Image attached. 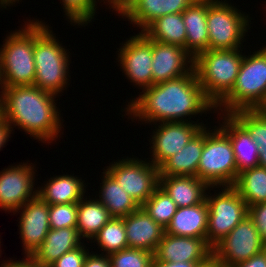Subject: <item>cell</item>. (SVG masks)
I'll use <instances>...</instances> for the list:
<instances>
[{"instance_id": "9", "label": "cell", "mask_w": 266, "mask_h": 267, "mask_svg": "<svg viewBox=\"0 0 266 267\" xmlns=\"http://www.w3.org/2000/svg\"><path fill=\"white\" fill-rule=\"evenodd\" d=\"M221 189L215 196L206 194L209 207L206 242L212 248L248 216V206L238 191L233 186Z\"/></svg>"}, {"instance_id": "5", "label": "cell", "mask_w": 266, "mask_h": 267, "mask_svg": "<svg viewBox=\"0 0 266 267\" xmlns=\"http://www.w3.org/2000/svg\"><path fill=\"white\" fill-rule=\"evenodd\" d=\"M246 56L231 92L216 106L222 115L262 109L266 103V46Z\"/></svg>"}, {"instance_id": "21", "label": "cell", "mask_w": 266, "mask_h": 267, "mask_svg": "<svg viewBox=\"0 0 266 267\" xmlns=\"http://www.w3.org/2000/svg\"><path fill=\"white\" fill-rule=\"evenodd\" d=\"M159 187L170 196L178 208L204 202L206 190L211 188L197 176H159Z\"/></svg>"}, {"instance_id": "26", "label": "cell", "mask_w": 266, "mask_h": 267, "mask_svg": "<svg viewBox=\"0 0 266 267\" xmlns=\"http://www.w3.org/2000/svg\"><path fill=\"white\" fill-rule=\"evenodd\" d=\"M73 175H59L50 178L37 195L49 205L78 203L84 197V181Z\"/></svg>"}, {"instance_id": "38", "label": "cell", "mask_w": 266, "mask_h": 267, "mask_svg": "<svg viewBox=\"0 0 266 267\" xmlns=\"http://www.w3.org/2000/svg\"><path fill=\"white\" fill-rule=\"evenodd\" d=\"M248 216L256 226L261 241L266 245V202L249 206Z\"/></svg>"}, {"instance_id": "18", "label": "cell", "mask_w": 266, "mask_h": 267, "mask_svg": "<svg viewBox=\"0 0 266 267\" xmlns=\"http://www.w3.org/2000/svg\"><path fill=\"white\" fill-rule=\"evenodd\" d=\"M213 254L205 239L164 234L154 256L164 262L201 263Z\"/></svg>"}, {"instance_id": "15", "label": "cell", "mask_w": 266, "mask_h": 267, "mask_svg": "<svg viewBox=\"0 0 266 267\" xmlns=\"http://www.w3.org/2000/svg\"><path fill=\"white\" fill-rule=\"evenodd\" d=\"M20 209L22 212L18 227H20L22 246H24L25 255L32 256L50 230L49 204L36 195Z\"/></svg>"}, {"instance_id": "16", "label": "cell", "mask_w": 266, "mask_h": 267, "mask_svg": "<svg viewBox=\"0 0 266 267\" xmlns=\"http://www.w3.org/2000/svg\"><path fill=\"white\" fill-rule=\"evenodd\" d=\"M151 69L153 85L166 82L191 72L194 69V58L180 46L153 40Z\"/></svg>"}, {"instance_id": "14", "label": "cell", "mask_w": 266, "mask_h": 267, "mask_svg": "<svg viewBox=\"0 0 266 267\" xmlns=\"http://www.w3.org/2000/svg\"><path fill=\"white\" fill-rule=\"evenodd\" d=\"M159 124L153 132L151 141L153 157L151 162L156 167H159L165 160L179 152L205 126L202 122L196 123L194 121L162 122Z\"/></svg>"}, {"instance_id": "17", "label": "cell", "mask_w": 266, "mask_h": 267, "mask_svg": "<svg viewBox=\"0 0 266 267\" xmlns=\"http://www.w3.org/2000/svg\"><path fill=\"white\" fill-rule=\"evenodd\" d=\"M195 0H123L118 15L141 27L143 32L154 20L167 14L183 13ZM139 25V26H138Z\"/></svg>"}, {"instance_id": "30", "label": "cell", "mask_w": 266, "mask_h": 267, "mask_svg": "<svg viewBox=\"0 0 266 267\" xmlns=\"http://www.w3.org/2000/svg\"><path fill=\"white\" fill-rule=\"evenodd\" d=\"M233 187L248 207L266 202V168L256 166L242 171Z\"/></svg>"}, {"instance_id": "29", "label": "cell", "mask_w": 266, "mask_h": 267, "mask_svg": "<svg viewBox=\"0 0 266 267\" xmlns=\"http://www.w3.org/2000/svg\"><path fill=\"white\" fill-rule=\"evenodd\" d=\"M82 198L77 203V231L81 238L92 239L112 218L108 209L97 199Z\"/></svg>"}, {"instance_id": "3", "label": "cell", "mask_w": 266, "mask_h": 267, "mask_svg": "<svg viewBox=\"0 0 266 267\" xmlns=\"http://www.w3.org/2000/svg\"><path fill=\"white\" fill-rule=\"evenodd\" d=\"M34 21V86L53 95L63 92L68 84L69 54L48 26ZM68 54V55H67ZM66 84V85H65Z\"/></svg>"}, {"instance_id": "12", "label": "cell", "mask_w": 266, "mask_h": 267, "mask_svg": "<svg viewBox=\"0 0 266 267\" xmlns=\"http://www.w3.org/2000/svg\"><path fill=\"white\" fill-rule=\"evenodd\" d=\"M122 45L118 53V62L120 61V67L127 79L129 78L130 82L141 89L151 87L153 85L151 69L153 40L140 32Z\"/></svg>"}, {"instance_id": "13", "label": "cell", "mask_w": 266, "mask_h": 267, "mask_svg": "<svg viewBox=\"0 0 266 267\" xmlns=\"http://www.w3.org/2000/svg\"><path fill=\"white\" fill-rule=\"evenodd\" d=\"M28 164V165H27ZM29 163L10 166L0 172V208L5 211L18 212L27 201L37 195L33 191L34 166Z\"/></svg>"}, {"instance_id": "43", "label": "cell", "mask_w": 266, "mask_h": 267, "mask_svg": "<svg viewBox=\"0 0 266 267\" xmlns=\"http://www.w3.org/2000/svg\"><path fill=\"white\" fill-rule=\"evenodd\" d=\"M196 267H222L218 259L212 254L205 261L196 265Z\"/></svg>"}, {"instance_id": "22", "label": "cell", "mask_w": 266, "mask_h": 267, "mask_svg": "<svg viewBox=\"0 0 266 267\" xmlns=\"http://www.w3.org/2000/svg\"><path fill=\"white\" fill-rule=\"evenodd\" d=\"M208 0H195L183 13L186 28V51L195 59L208 50Z\"/></svg>"}, {"instance_id": "39", "label": "cell", "mask_w": 266, "mask_h": 267, "mask_svg": "<svg viewBox=\"0 0 266 267\" xmlns=\"http://www.w3.org/2000/svg\"><path fill=\"white\" fill-rule=\"evenodd\" d=\"M103 253L100 255L88 253L83 267H111L109 255H104Z\"/></svg>"}, {"instance_id": "33", "label": "cell", "mask_w": 266, "mask_h": 267, "mask_svg": "<svg viewBox=\"0 0 266 267\" xmlns=\"http://www.w3.org/2000/svg\"><path fill=\"white\" fill-rule=\"evenodd\" d=\"M141 207L164 229L170 224L178 208L176 203L160 187L153 192Z\"/></svg>"}, {"instance_id": "24", "label": "cell", "mask_w": 266, "mask_h": 267, "mask_svg": "<svg viewBox=\"0 0 266 267\" xmlns=\"http://www.w3.org/2000/svg\"><path fill=\"white\" fill-rule=\"evenodd\" d=\"M209 207L206 200L190 207L177 208L165 233L206 240Z\"/></svg>"}, {"instance_id": "32", "label": "cell", "mask_w": 266, "mask_h": 267, "mask_svg": "<svg viewBox=\"0 0 266 267\" xmlns=\"http://www.w3.org/2000/svg\"><path fill=\"white\" fill-rule=\"evenodd\" d=\"M106 255L128 247L123 218L112 217L93 237Z\"/></svg>"}, {"instance_id": "41", "label": "cell", "mask_w": 266, "mask_h": 267, "mask_svg": "<svg viewBox=\"0 0 266 267\" xmlns=\"http://www.w3.org/2000/svg\"><path fill=\"white\" fill-rule=\"evenodd\" d=\"M0 267H46L36 262L31 256H26L22 261L7 260L4 261Z\"/></svg>"}, {"instance_id": "23", "label": "cell", "mask_w": 266, "mask_h": 267, "mask_svg": "<svg viewBox=\"0 0 266 267\" xmlns=\"http://www.w3.org/2000/svg\"><path fill=\"white\" fill-rule=\"evenodd\" d=\"M203 147L204 127L179 152L159 166V176H197Z\"/></svg>"}, {"instance_id": "4", "label": "cell", "mask_w": 266, "mask_h": 267, "mask_svg": "<svg viewBox=\"0 0 266 267\" xmlns=\"http://www.w3.org/2000/svg\"><path fill=\"white\" fill-rule=\"evenodd\" d=\"M243 55L238 49L210 50L194 59V69L205 97L216 106L231 92Z\"/></svg>"}, {"instance_id": "6", "label": "cell", "mask_w": 266, "mask_h": 267, "mask_svg": "<svg viewBox=\"0 0 266 267\" xmlns=\"http://www.w3.org/2000/svg\"><path fill=\"white\" fill-rule=\"evenodd\" d=\"M24 26L8 35L0 48V87L34 84V20Z\"/></svg>"}, {"instance_id": "8", "label": "cell", "mask_w": 266, "mask_h": 267, "mask_svg": "<svg viewBox=\"0 0 266 267\" xmlns=\"http://www.w3.org/2000/svg\"><path fill=\"white\" fill-rule=\"evenodd\" d=\"M248 19V15L225 0H208V49H241L242 38L249 29Z\"/></svg>"}, {"instance_id": "31", "label": "cell", "mask_w": 266, "mask_h": 267, "mask_svg": "<svg viewBox=\"0 0 266 267\" xmlns=\"http://www.w3.org/2000/svg\"><path fill=\"white\" fill-rule=\"evenodd\" d=\"M250 134L259 148V166L266 168V113L261 109L231 114Z\"/></svg>"}, {"instance_id": "36", "label": "cell", "mask_w": 266, "mask_h": 267, "mask_svg": "<svg viewBox=\"0 0 266 267\" xmlns=\"http://www.w3.org/2000/svg\"><path fill=\"white\" fill-rule=\"evenodd\" d=\"M50 229L76 228L77 203L49 205Z\"/></svg>"}, {"instance_id": "11", "label": "cell", "mask_w": 266, "mask_h": 267, "mask_svg": "<svg viewBox=\"0 0 266 267\" xmlns=\"http://www.w3.org/2000/svg\"><path fill=\"white\" fill-rule=\"evenodd\" d=\"M266 248L252 219L246 216L213 247V255L222 267L246 261Z\"/></svg>"}, {"instance_id": "28", "label": "cell", "mask_w": 266, "mask_h": 267, "mask_svg": "<svg viewBox=\"0 0 266 267\" xmlns=\"http://www.w3.org/2000/svg\"><path fill=\"white\" fill-rule=\"evenodd\" d=\"M143 33L151 40L186 49V28L182 13L167 14L157 18Z\"/></svg>"}, {"instance_id": "46", "label": "cell", "mask_w": 266, "mask_h": 267, "mask_svg": "<svg viewBox=\"0 0 266 267\" xmlns=\"http://www.w3.org/2000/svg\"><path fill=\"white\" fill-rule=\"evenodd\" d=\"M261 110L266 113V103H265L264 107Z\"/></svg>"}, {"instance_id": "35", "label": "cell", "mask_w": 266, "mask_h": 267, "mask_svg": "<svg viewBox=\"0 0 266 267\" xmlns=\"http://www.w3.org/2000/svg\"><path fill=\"white\" fill-rule=\"evenodd\" d=\"M62 2L67 18L75 25H86L94 18L96 0H62Z\"/></svg>"}, {"instance_id": "10", "label": "cell", "mask_w": 266, "mask_h": 267, "mask_svg": "<svg viewBox=\"0 0 266 267\" xmlns=\"http://www.w3.org/2000/svg\"><path fill=\"white\" fill-rule=\"evenodd\" d=\"M106 168V171L140 206L159 187V167L151 161L125 158Z\"/></svg>"}, {"instance_id": "40", "label": "cell", "mask_w": 266, "mask_h": 267, "mask_svg": "<svg viewBox=\"0 0 266 267\" xmlns=\"http://www.w3.org/2000/svg\"><path fill=\"white\" fill-rule=\"evenodd\" d=\"M232 267H266V248L250 259L237 263Z\"/></svg>"}, {"instance_id": "20", "label": "cell", "mask_w": 266, "mask_h": 267, "mask_svg": "<svg viewBox=\"0 0 266 267\" xmlns=\"http://www.w3.org/2000/svg\"><path fill=\"white\" fill-rule=\"evenodd\" d=\"M223 116L224 122L219 128L232 143L238 178L242 171L259 166V148L248 131L231 114Z\"/></svg>"}, {"instance_id": "44", "label": "cell", "mask_w": 266, "mask_h": 267, "mask_svg": "<svg viewBox=\"0 0 266 267\" xmlns=\"http://www.w3.org/2000/svg\"><path fill=\"white\" fill-rule=\"evenodd\" d=\"M105 1H108L111 8H113V10H115L116 12L119 10L123 2V0H105Z\"/></svg>"}, {"instance_id": "25", "label": "cell", "mask_w": 266, "mask_h": 267, "mask_svg": "<svg viewBox=\"0 0 266 267\" xmlns=\"http://www.w3.org/2000/svg\"><path fill=\"white\" fill-rule=\"evenodd\" d=\"M76 228L50 229L41 246L31 256L36 262L48 267L63 254L83 244Z\"/></svg>"}, {"instance_id": "27", "label": "cell", "mask_w": 266, "mask_h": 267, "mask_svg": "<svg viewBox=\"0 0 266 267\" xmlns=\"http://www.w3.org/2000/svg\"><path fill=\"white\" fill-rule=\"evenodd\" d=\"M103 174L97 200L108 209L111 217L123 218L141 207L106 170Z\"/></svg>"}, {"instance_id": "1", "label": "cell", "mask_w": 266, "mask_h": 267, "mask_svg": "<svg viewBox=\"0 0 266 267\" xmlns=\"http://www.w3.org/2000/svg\"><path fill=\"white\" fill-rule=\"evenodd\" d=\"M137 99L126 107V115L145 123L188 122L187 116L215 109L205 97L195 69L188 74L142 89ZM147 121V122H146Z\"/></svg>"}, {"instance_id": "7", "label": "cell", "mask_w": 266, "mask_h": 267, "mask_svg": "<svg viewBox=\"0 0 266 267\" xmlns=\"http://www.w3.org/2000/svg\"><path fill=\"white\" fill-rule=\"evenodd\" d=\"M204 126V147L197 177L210 187L233 186L237 180L236 159L230 138L220 129Z\"/></svg>"}, {"instance_id": "37", "label": "cell", "mask_w": 266, "mask_h": 267, "mask_svg": "<svg viewBox=\"0 0 266 267\" xmlns=\"http://www.w3.org/2000/svg\"><path fill=\"white\" fill-rule=\"evenodd\" d=\"M88 253V249L86 250L82 244L80 247L63 254L48 267H83Z\"/></svg>"}, {"instance_id": "19", "label": "cell", "mask_w": 266, "mask_h": 267, "mask_svg": "<svg viewBox=\"0 0 266 267\" xmlns=\"http://www.w3.org/2000/svg\"><path fill=\"white\" fill-rule=\"evenodd\" d=\"M124 219L128 247L155 253L165 229L140 207Z\"/></svg>"}, {"instance_id": "42", "label": "cell", "mask_w": 266, "mask_h": 267, "mask_svg": "<svg viewBox=\"0 0 266 267\" xmlns=\"http://www.w3.org/2000/svg\"><path fill=\"white\" fill-rule=\"evenodd\" d=\"M199 263L195 262H164L158 260L155 256L152 260V267H196Z\"/></svg>"}, {"instance_id": "2", "label": "cell", "mask_w": 266, "mask_h": 267, "mask_svg": "<svg viewBox=\"0 0 266 267\" xmlns=\"http://www.w3.org/2000/svg\"><path fill=\"white\" fill-rule=\"evenodd\" d=\"M0 88V116L4 120L38 141L50 143L58 138L62 125L56 95L34 85Z\"/></svg>"}, {"instance_id": "45", "label": "cell", "mask_w": 266, "mask_h": 267, "mask_svg": "<svg viewBox=\"0 0 266 267\" xmlns=\"http://www.w3.org/2000/svg\"><path fill=\"white\" fill-rule=\"evenodd\" d=\"M17 1L19 2V0H0V6L1 8H6L7 6L9 7L10 4H15Z\"/></svg>"}, {"instance_id": "34", "label": "cell", "mask_w": 266, "mask_h": 267, "mask_svg": "<svg viewBox=\"0 0 266 267\" xmlns=\"http://www.w3.org/2000/svg\"><path fill=\"white\" fill-rule=\"evenodd\" d=\"M154 254L131 247L109 255L111 267H152Z\"/></svg>"}]
</instances>
